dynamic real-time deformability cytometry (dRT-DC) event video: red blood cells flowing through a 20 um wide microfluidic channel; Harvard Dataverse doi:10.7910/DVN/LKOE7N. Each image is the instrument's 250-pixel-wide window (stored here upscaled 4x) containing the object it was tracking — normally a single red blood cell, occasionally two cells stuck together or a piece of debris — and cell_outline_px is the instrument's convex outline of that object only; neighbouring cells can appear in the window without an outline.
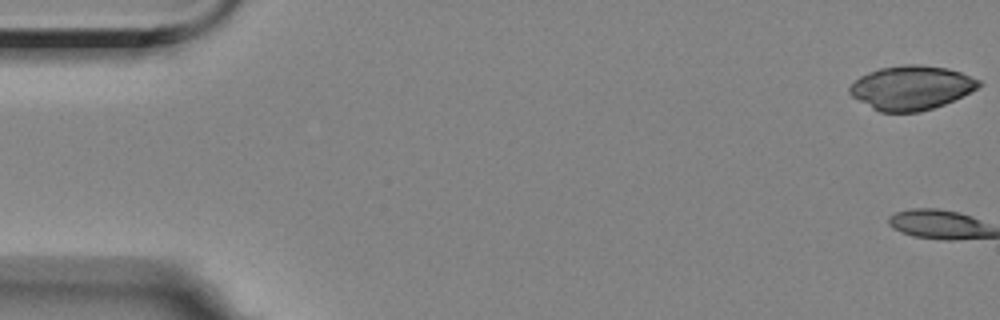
{"species": "Egyptian fruit bat (a non-hibernating species)", "species_latin": "Rousettus aegyptiacus", "temperature_condition": "room temperature", "stored_images_in_passage": 3, "camera_frame_rate_fps": 3000, "um_per_image_px": 0.085, "animal": {"sex": "female"}, "frame": {"image": 1, "passage_image": 1, "time_ms": 0.0, "image_size_px": [1000, 320], "cell_outline_px": [[984, 84], [944, 104], [920, 112], [880, 112], [872, 108], [852, 96], [848, 92], [848, 88], [860, 76], [868, 72], [880, 68], [904, 64], [920, 64], [948, 68], [960, 72], [980, 80]], "centroid_in_image_um": [77.44, 7.44], "position_along_channel_um": 7.6, "area_um2": 33.0}}